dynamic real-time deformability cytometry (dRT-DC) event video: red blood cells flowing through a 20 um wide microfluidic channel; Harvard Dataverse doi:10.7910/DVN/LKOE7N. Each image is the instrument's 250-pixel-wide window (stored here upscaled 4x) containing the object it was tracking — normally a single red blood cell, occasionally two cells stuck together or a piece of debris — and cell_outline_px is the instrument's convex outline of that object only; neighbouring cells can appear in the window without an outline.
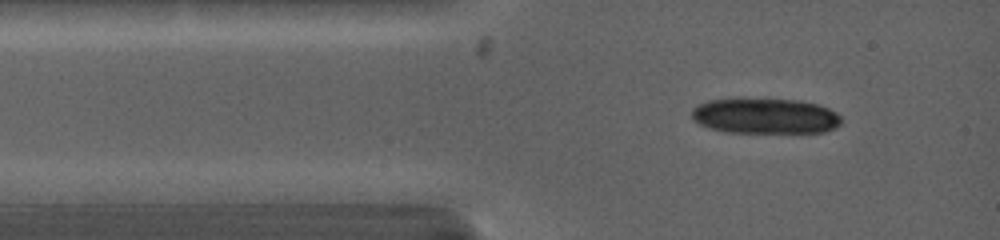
{"species": "common noctule bat (a hibernating species)", "species_latin": "Nyctalus noctula", "temperature_condition": "warm", "stored_images_in_passage": 5, "camera_frame_rate_fps": 5000, "um_per_image_px": 0.085, "animal": {"sex": "female", "body_mass_g": 19.0, "forearm_length_mm": 53.3}, "frame": {"image": 1, "passage_image": 3, "time_ms": 0.6, "image_size_px": [1000, 240], "cell_outline_px": [[840, 124], [836, 128], [824, 132], [724, 132], [708, 128], [692, 120], [692, 108], [696, 104], [708, 100], [740, 96], [800, 100], [820, 104], [836, 112], [840, 116]], "centroid_in_image_um": [64.98, 9.81], "position_along_channel_um": 20.0, "area_um2": 32.08}}